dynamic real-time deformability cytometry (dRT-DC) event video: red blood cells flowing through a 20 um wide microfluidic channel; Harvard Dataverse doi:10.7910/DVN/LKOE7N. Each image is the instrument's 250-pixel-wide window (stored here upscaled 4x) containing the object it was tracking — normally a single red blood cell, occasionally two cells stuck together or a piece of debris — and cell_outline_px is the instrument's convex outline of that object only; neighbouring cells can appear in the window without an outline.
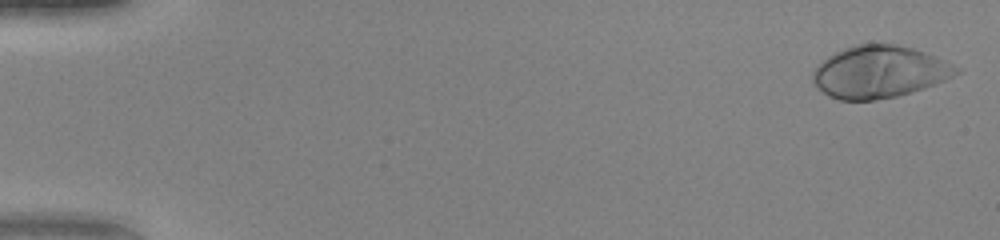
{"species": "human", "species_latin": "Homo sapiens", "temperature_condition": "warm", "stored_images_in_passage": 50, "camera_frame_rate_fps": 3000, "um_per_image_px": 0.085, "donor": {"sex": "female"}, "frame": {"image": 1, "passage_image": 1, "time_ms": 0.0, "image_size_px": [1000, 240], "cell_outline_px": [[960, 72], [944, 80], [924, 88], [896, 96], [872, 100], [840, 100], [828, 96], [816, 88], [812, 80], [812, 72], [828, 56], [852, 44], [896, 44], [912, 48], [924, 52], [960, 68]], "centroid_in_image_um": [74.69, 6.11], "position_along_channel_um": 10.3, "area_um2": 43.23}}
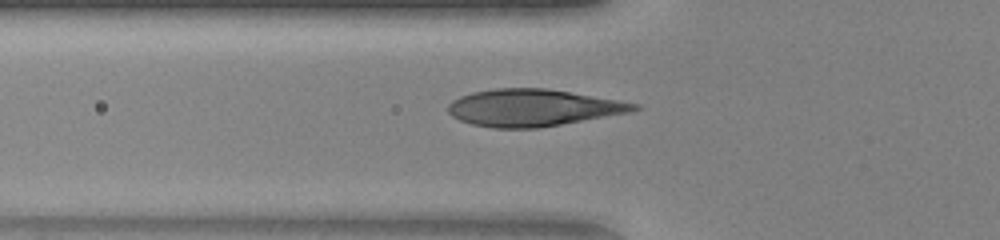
{"frame": {"image": 2, "passage_image": 18, "time_ms": 5.667, "image_size_px": [1000, 240], "cell_outline_px": [[644, 108], [632, 112], [540, 128], [492, 128], [472, 124], [460, 120], [452, 116], [448, 112], [448, 104], [452, 100], [460, 96], [472, 92], [496, 88], [544, 88], [640, 104]], "centroid_in_image_um": [45.3, 9.17], "position_along_channel_um": 80.5, "area_um2": 40.06}}
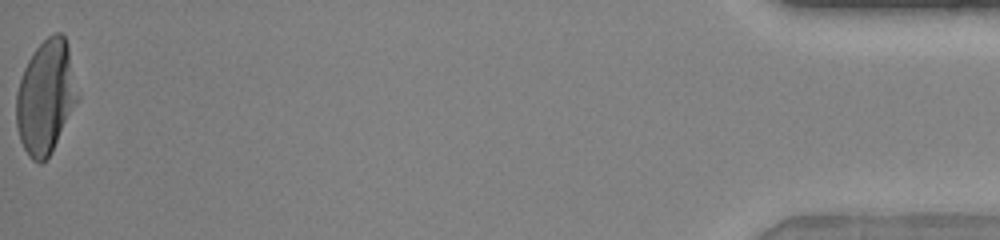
{"frame": {"image": 3, "passage_image": 50, "time_ms": 16.333, "image_size_px": [1000, 240], "cell_outline_px": [[80, 100], [52, 152], [40, 164], [32, 160], [28, 156], [20, 140], [16, 128], [16, 92], [24, 68], [32, 52], [52, 32], [60, 32], [64, 36], [68, 44], [80, 96]], "centroid_in_image_um": [3.92, 8.25], "position_along_channel_um": 431.3, "area_um2": 41.33}}